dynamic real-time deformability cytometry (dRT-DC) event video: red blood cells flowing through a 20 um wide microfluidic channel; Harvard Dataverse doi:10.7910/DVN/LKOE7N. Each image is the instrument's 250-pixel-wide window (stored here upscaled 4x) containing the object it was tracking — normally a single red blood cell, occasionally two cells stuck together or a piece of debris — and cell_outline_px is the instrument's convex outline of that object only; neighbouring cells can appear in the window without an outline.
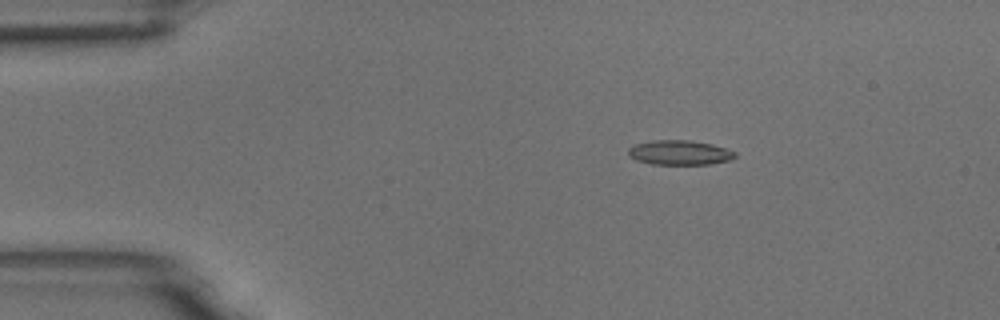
{"species": "common noctule bat (a hibernating species)", "species_latin": "Nyctalus noctula", "temperature_condition": "room temperature", "stored_images_in_passage": 5, "camera_frame_rate_fps": 3000, "um_per_image_px": 0.085, "animal": {"sex": "male", "body_mass_g": 18.8}, "frame": {"image": 1, "passage_image": 3, "time_ms": 0.667, "image_size_px": [1000, 320], "cell_outline_px": [[736, 156], [732, 160], [708, 164], [652, 164], [636, 160], [628, 156], [628, 148], [632, 144], [652, 140], [688, 140], [712, 144], [736, 152]], "centroid_in_image_um": [57.73, 12.96], "position_along_channel_um": 27.3, "area_um2": 15.43}}